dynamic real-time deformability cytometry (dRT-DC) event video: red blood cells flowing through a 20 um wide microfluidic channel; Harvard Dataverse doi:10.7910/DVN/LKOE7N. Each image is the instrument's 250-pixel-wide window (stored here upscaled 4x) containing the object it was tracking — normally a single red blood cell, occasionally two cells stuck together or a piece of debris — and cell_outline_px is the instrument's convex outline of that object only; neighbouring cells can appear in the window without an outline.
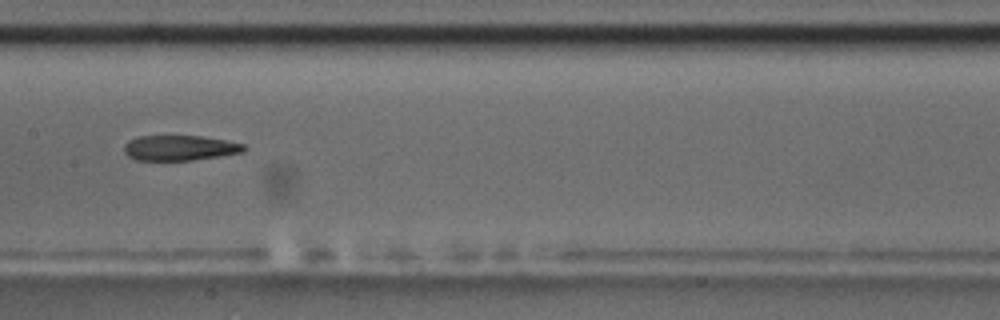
{"species": "common noctule bat (a hibernating species)", "species_latin": "Nyctalus noctula", "temperature_condition": "room temperature", "stored_images_in_passage": 8, "camera_frame_rate_fps": 3000, "um_per_image_px": 0.085, "animal": {"sex": "male", "body_mass_g": 17.5, "forearm_length_mm": 52.3}, "frame": {"image": 1, "passage_image": 8, "time_ms": 8.0, "image_size_px": [1000, 320], "cell_outline_px": [[248, 148], [244, 152], [192, 160], [136, 160], [128, 156], [124, 152], [124, 144], [128, 140], [136, 136], [200, 136], [224, 140], [244, 144]], "centroid_in_image_um": [15.25, 12.57], "position_along_channel_um": 192.1, "area_um2": 17.63}}